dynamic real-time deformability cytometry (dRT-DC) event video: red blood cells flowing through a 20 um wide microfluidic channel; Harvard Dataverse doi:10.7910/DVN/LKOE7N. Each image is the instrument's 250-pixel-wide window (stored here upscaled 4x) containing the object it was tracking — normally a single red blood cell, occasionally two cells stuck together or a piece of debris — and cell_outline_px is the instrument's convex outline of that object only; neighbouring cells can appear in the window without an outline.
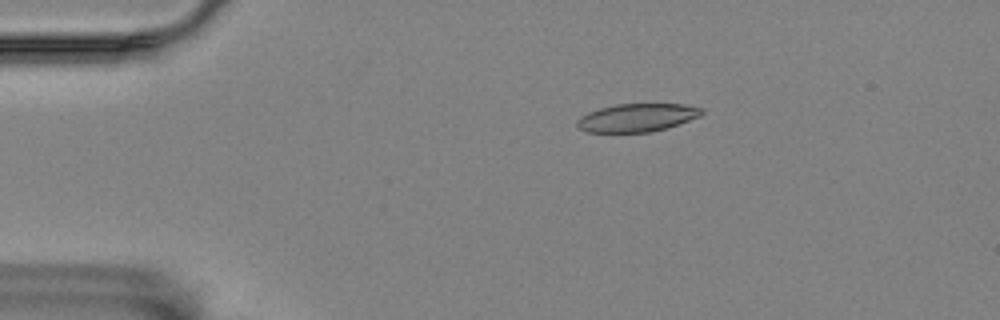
{"species": "Egyptian fruit bat (a non-hibernating species)", "species_latin": "Rousettus aegyptiacus", "temperature_condition": "room temperature", "stored_images_in_passage": 5, "camera_frame_rate_fps": 3000, "um_per_image_px": 0.085, "animal": {"sex": "female"}, "frame": {"image": 1, "passage_image": 2, "time_ms": 0.333, "image_size_px": [1000, 320], "cell_outline_px": [[704, 112], [700, 116], [664, 128], [648, 132], [588, 132], [580, 128], [576, 124], [576, 120], [580, 116], [588, 112], [600, 108], [616, 104], [684, 104], [704, 108]], "centroid_in_image_um": [54.13, 9.99], "position_along_channel_um": 30.9, "area_um2": 20.23}}
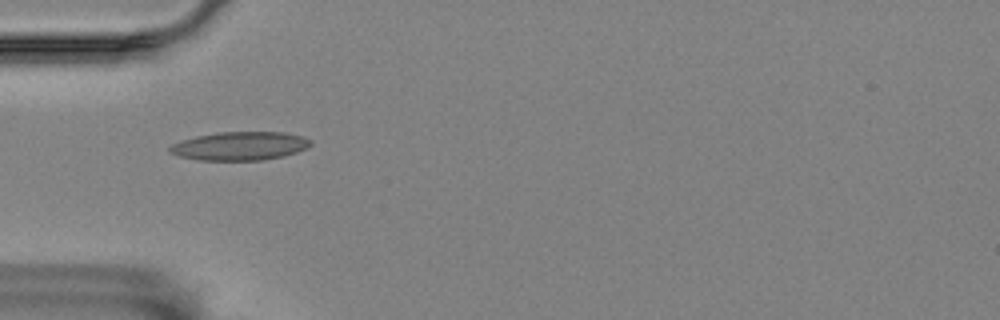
{"frame": {"image": 2, "passage_image": 4, "time_ms": 1.0, "image_size_px": [1000, 320], "cell_outline_px": [[312, 144], [296, 152], [284, 156], [260, 160], [196, 160], [180, 156], [168, 152], [168, 148], [172, 144], [196, 136], [220, 132], [284, 132], [300, 136], [312, 140]], "centroid_in_image_um": [20.37, 12.41], "position_along_channel_um": 64.6, "area_um2": 23.24}}
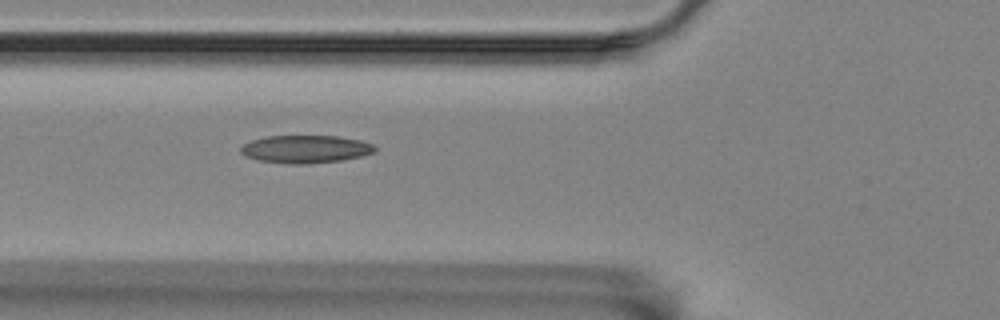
{"frame": {"image": 3, "passage_image": 5, "time_ms": 1.333, "image_size_px": [1000, 320], "cell_outline_px": [[376, 152], [360, 156], [340, 160], [304, 164], [288, 164], [260, 160], [244, 156], [240, 152], [240, 148], [244, 144], [252, 140], [264, 136], [340, 136], [360, 140], [372, 144], [376, 148]], "centroid_in_image_um": [25.96, 12.67], "position_along_channel_um": 99.8, "area_um2": 21.68}}